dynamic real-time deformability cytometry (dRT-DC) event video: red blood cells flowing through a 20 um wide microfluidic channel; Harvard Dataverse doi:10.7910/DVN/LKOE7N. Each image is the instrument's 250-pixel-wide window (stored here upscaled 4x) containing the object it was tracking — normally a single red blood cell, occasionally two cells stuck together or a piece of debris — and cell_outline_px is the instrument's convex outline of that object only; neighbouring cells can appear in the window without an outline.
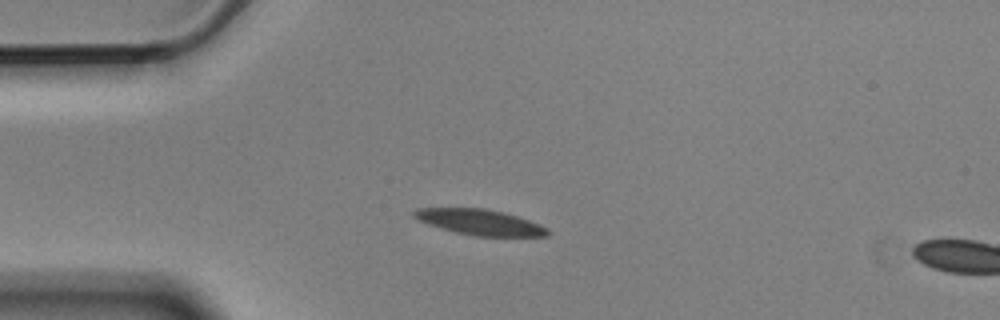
{"species": "Egyptian fruit bat (a non-hibernating species)", "species_latin": "Rousettus aegyptiacus", "temperature_condition": "cold", "stored_images_in_passage": 4, "segment_of_instrument_passage": [1, 2], "camera_frame_rate_fps": 3000, "um_per_image_px": 0.085, "animal": {"sex": "male"}, "frame": {"image": 1, "passage_image": 3, "time_ms": 0.667, "image_size_px": [1000, 320], "cell_outline_px": [[552, 232], [548, 236], [476, 236], [456, 232], [440, 228], [416, 220], [412, 216], [412, 212], [416, 208], [484, 208], [516, 216], [540, 224], [548, 228]], "centroid_in_image_um": [40.77, 18.89], "position_along_channel_um": 44.2, "area_um2": 19.94}}